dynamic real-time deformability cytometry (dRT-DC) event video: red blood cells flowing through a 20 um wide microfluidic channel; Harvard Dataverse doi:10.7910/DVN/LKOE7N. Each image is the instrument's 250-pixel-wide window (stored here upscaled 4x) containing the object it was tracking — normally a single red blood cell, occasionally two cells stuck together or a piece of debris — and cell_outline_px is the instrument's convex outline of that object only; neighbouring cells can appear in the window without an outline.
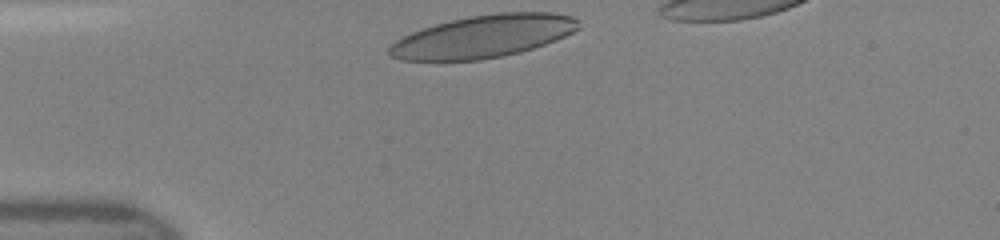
{"species": "human", "species_latin": "Homo sapiens", "temperature_condition": "room temperature", "stored_images_in_passage": 32, "camera_frame_rate_fps": 3000, "um_per_image_px": 0.085, "donor": {"sex": "female"}, "frame": {"image": 1, "passage_image": 1, "time_ms": 0.0, "image_size_px": [1000, 240], "cell_outline_px": [[580, 28], [556, 40], [520, 52], [504, 56], [480, 60], [400, 60], [388, 56], [388, 48], [396, 40], [412, 32], [436, 24], [468, 16], [500, 12], [552, 12], [572, 16], [576, 20]], "centroid_in_image_um": [41.07, 3.1], "position_along_channel_um": 43.9, "area_um2": 46.7}}
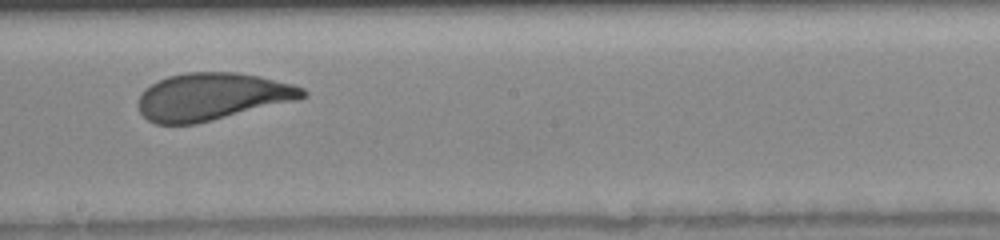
{"frame": {"image": 2, "passage_image": 16, "time_ms": 5.0, "image_size_px": [1000, 240], "cell_outline_px": [[308, 96], [296, 100], [196, 124], [156, 124], [148, 120], [140, 112], [136, 104], [140, 92], [144, 88], [168, 76], [184, 72], [236, 72], [260, 76], [292, 84], [304, 88], [308, 92]], "centroid_in_image_um": [18.0, 8.21], "position_along_channel_um": 230.2, "area_um2": 45.49}}
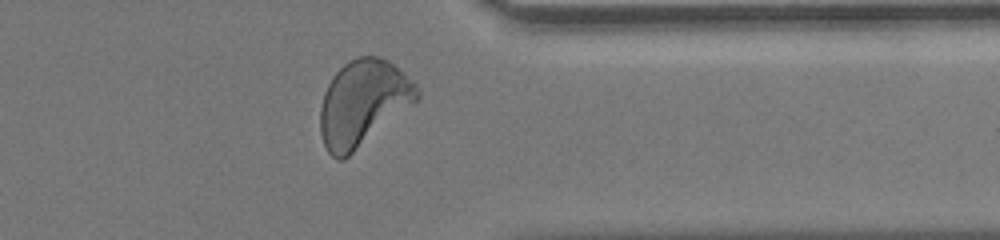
{"frame": {"image": 3, "passage_image": 27, "time_ms": 8.667, "image_size_px": [1000, 240], "cell_outline_px": [[420, 100], [344, 160], [336, 160], [328, 152], [324, 144], [320, 132], [320, 108], [324, 92], [332, 76], [348, 60], [356, 56], [380, 56], [388, 60], [412, 80], [416, 84], [420, 92]], "centroid_in_image_um": [30.87, 8.77], "position_along_channel_um": 380.5, "area_um2": 48.84}}